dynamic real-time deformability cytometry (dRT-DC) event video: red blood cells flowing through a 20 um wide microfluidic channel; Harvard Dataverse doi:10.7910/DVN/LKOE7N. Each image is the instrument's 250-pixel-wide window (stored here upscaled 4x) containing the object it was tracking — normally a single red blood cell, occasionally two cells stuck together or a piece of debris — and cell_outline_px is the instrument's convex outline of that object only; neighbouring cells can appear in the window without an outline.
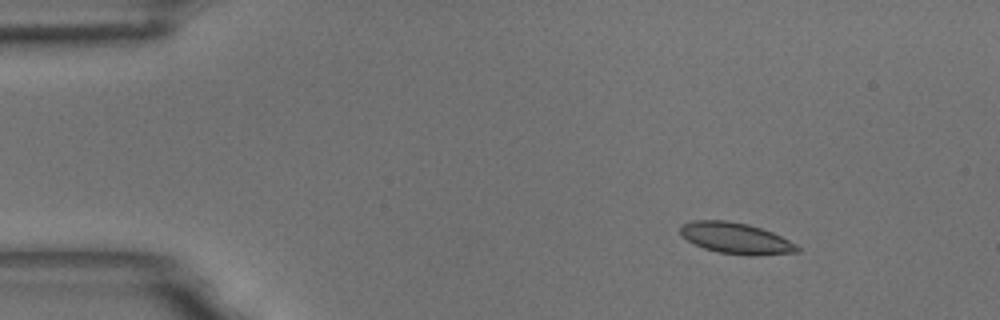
{"species": "common noctule bat (a hibernating species)", "species_latin": "Nyctalus noctula", "temperature_condition": "room temperature", "stored_images_in_passage": 51, "camera_frame_rate_fps": 3000, "um_per_image_px": 0.085, "animal": {"sex": "male", "body_mass_g": 18.8}, "frame": {"image": 1, "passage_image": 1, "time_ms": 0.0, "image_size_px": [1000, 320], "cell_outline_px": [[800, 252], [756, 256], [748, 256], [720, 252], [704, 248], [680, 236], [680, 228], [684, 224], [692, 220], [724, 220], [748, 224], [772, 232], [796, 244], [800, 248]], "centroid_in_image_um": [62.57, 20.26], "position_along_channel_um": 22.4, "area_um2": 21.15}}
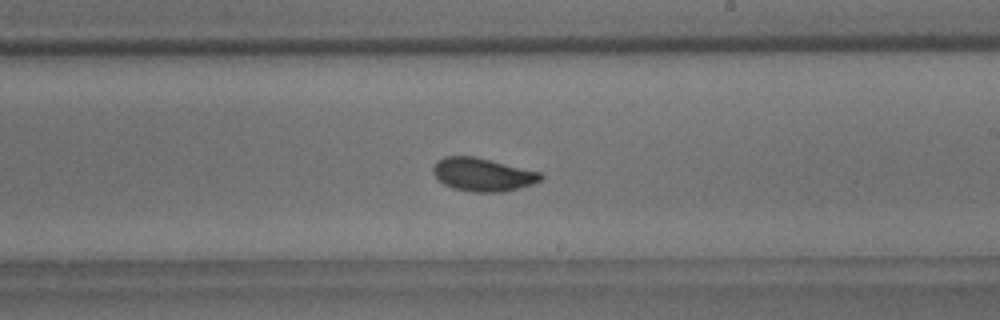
{"frame": {"image": 2, "passage_image": 27, "time_ms": 8.667, "image_size_px": [1000, 320], "cell_outline_px": [[544, 176], [540, 180], [532, 184], [504, 192], [472, 192], [452, 188], [444, 184], [432, 172], [432, 168], [436, 160], [444, 156], [472, 156], [544, 172]], "centroid_in_image_um": [41.04, 14.83], "position_along_channel_um": 248.0, "area_um2": 20.98}}
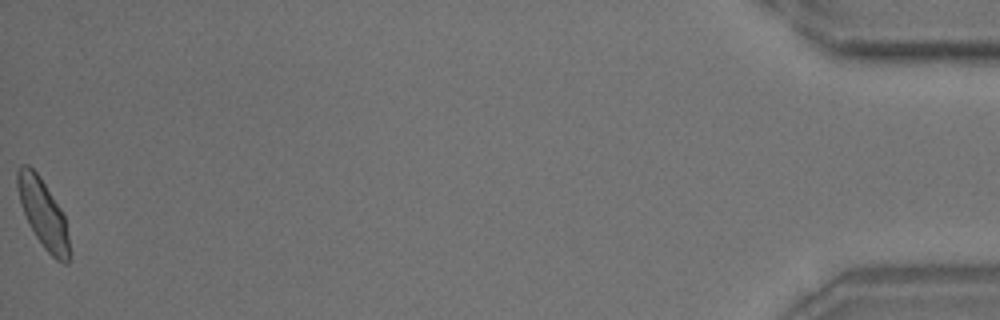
{"frame": {"image": 3, "passage_image": 51, "time_ms": 16.667, "image_size_px": [1000, 320], "cell_outline_px": [[68, 264], [64, 264], [56, 260], [44, 248], [28, 224], [20, 204], [16, 188], [16, 172], [20, 164], [28, 164], [40, 176], [60, 208], [64, 216], [68, 236]], "centroid_in_image_um": [3.61, 18.1], "position_along_channel_um": 431.6, "area_um2": 20.63}, "authors_computed_cell_mechanics": {"area_um2": 20.6346, "velocity_mm_per_s": 3.5243, "shape_relaxation_time_tau1_ms": 2.7085, "shape_relaxation_time_tau2_ms": 1.6276, "deformation_change_tau1": 0.0896, "deformation_change_tau2": 0.0441}}